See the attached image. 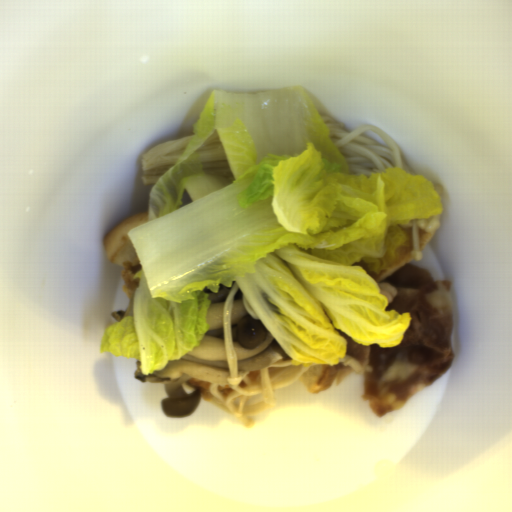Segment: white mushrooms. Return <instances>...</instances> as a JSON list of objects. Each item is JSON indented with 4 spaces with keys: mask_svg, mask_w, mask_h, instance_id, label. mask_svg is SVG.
Instances as JSON below:
<instances>
[{
    "mask_svg": "<svg viewBox=\"0 0 512 512\" xmlns=\"http://www.w3.org/2000/svg\"><path fill=\"white\" fill-rule=\"evenodd\" d=\"M230 321L238 373L250 372L249 379L253 381L260 368L268 367L275 361L291 359L239 285L233 299Z\"/></svg>",
    "mask_w": 512,
    "mask_h": 512,
    "instance_id": "obj_2",
    "label": "white mushrooms"
},
{
    "mask_svg": "<svg viewBox=\"0 0 512 512\" xmlns=\"http://www.w3.org/2000/svg\"><path fill=\"white\" fill-rule=\"evenodd\" d=\"M231 287L220 284L218 293L207 294L210 302L207 314L208 331L199 344L178 361L166 363L158 372L143 375L140 358L135 361L134 378L141 382L160 383L166 397L160 407L165 417L192 416L202 400L200 389L187 393L183 387L189 378L209 384L227 386L230 372L224 330L225 299Z\"/></svg>",
    "mask_w": 512,
    "mask_h": 512,
    "instance_id": "obj_1",
    "label": "white mushrooms"
}]
</instances>
